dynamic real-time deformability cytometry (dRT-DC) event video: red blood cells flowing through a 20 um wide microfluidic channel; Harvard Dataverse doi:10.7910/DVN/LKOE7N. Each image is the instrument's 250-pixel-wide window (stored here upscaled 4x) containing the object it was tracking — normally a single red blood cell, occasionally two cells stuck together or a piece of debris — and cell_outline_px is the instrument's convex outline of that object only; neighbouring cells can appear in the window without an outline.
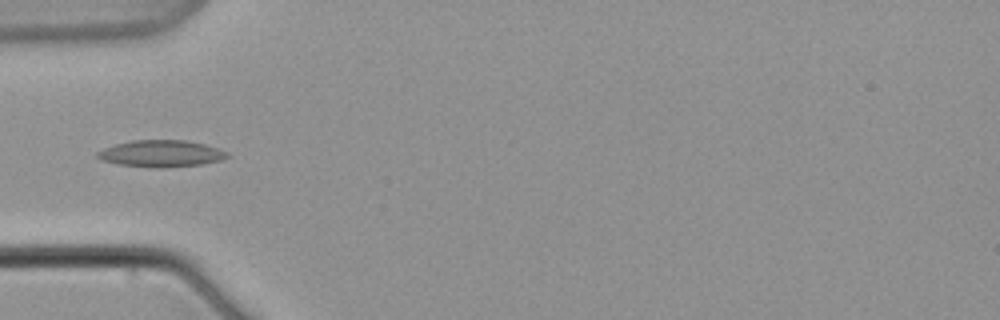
{"species": "common noctule bat (a hibernating species)", "species_latin": "Nyctalus noctula", "temperature_condition": "warm", "stored_images_in_passage": 10, "camera_frame_rate_fps": 3000, "um_per_image_px": 0.085, "animal": {"sex": "male", "body_mass_g": 21.5, "forearm_length_mm": 52.0}, "frame": {"image": 1, "passage_image": 7, "time_ms": 8.0, "image_size_px": [1000, 320], "cell_outline_px": [[232, 156], [220, 160], [200, 164], [164, 168], [156, 168], [120, 164], [100, 160], [96, 156], [96, 152], [104, 148], [116, 144], [132, 140], [184, 140], [204, 144], [228, 152]], "centroid_in_image_um": [13.69, 13.05], "position_along_channel_um": 71.3, "area_um2": 20.17}}
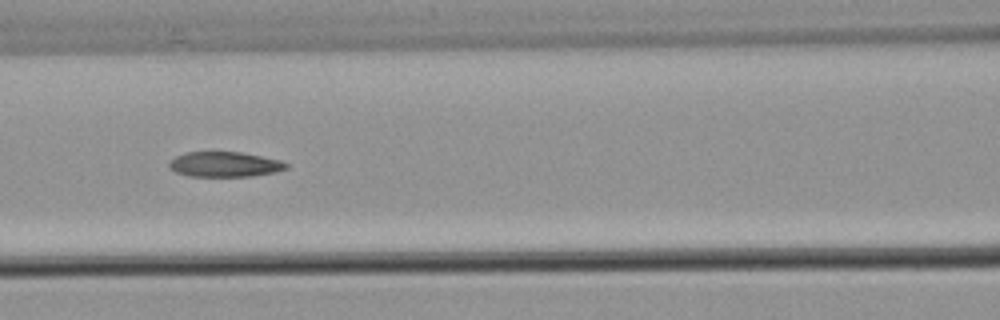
{"frame": {"image": 2, "passage_image": 9, "time_ms": 10.667, "image_size_px": [1000, 320], "cell_outline_px": [[288, 168], [276, 172], [252, 176], [188, 176], [176, 172], [168, 168], [168, 160], [184, 152], [240, 152], [280, 160], [288, 164]], "centroid_in_image_um": [19.05, 13.97], "position_along_channel_um": 147.5, "area_um2": 17.22}}